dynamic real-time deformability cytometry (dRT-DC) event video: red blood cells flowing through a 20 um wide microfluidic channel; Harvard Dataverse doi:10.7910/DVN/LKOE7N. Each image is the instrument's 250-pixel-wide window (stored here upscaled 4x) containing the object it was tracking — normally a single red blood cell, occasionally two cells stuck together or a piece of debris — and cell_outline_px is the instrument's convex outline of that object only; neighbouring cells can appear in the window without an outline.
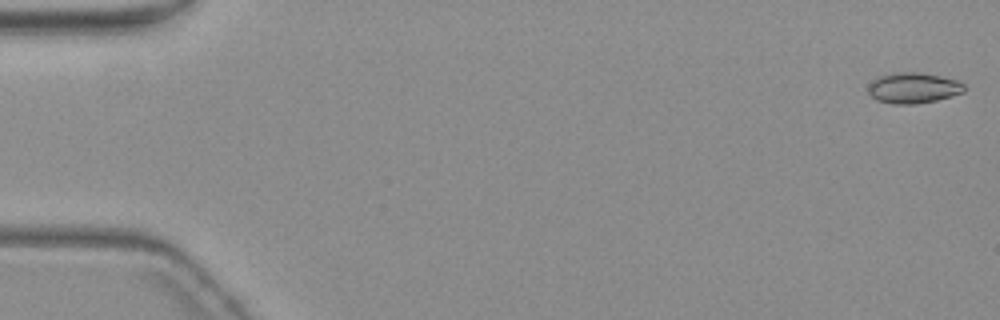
{"species": "common noctule bat (a hibernating species)", "species_latin": "Nyctalus noctula", "temperature_condition": "warm", "stored_images_in_passage": 7, "camera_frame_rate_fps": 3000, "um_per_image_px": 0.085, "animal": {"sex": "female", "body_mass_g": 19.3, "forearm_length_mm": 54.1}, "frame": {"image": 1, "passage_image": 1, "time_ms": 0.0, "image_size_px": [1000, 320], "cell_outline_px": [[964, 92], [952, 96], [936, 100], [916, 104], [896, 104], [876, 100], [868, 92], [868, 84], [876, 76], [892, 72], [920, 72], [960, 80], [964, 84]], "centroid_in_image_um": [77.61, 7.46], "position_along_channel_um": 7.4, "area_um2": 17.46}}
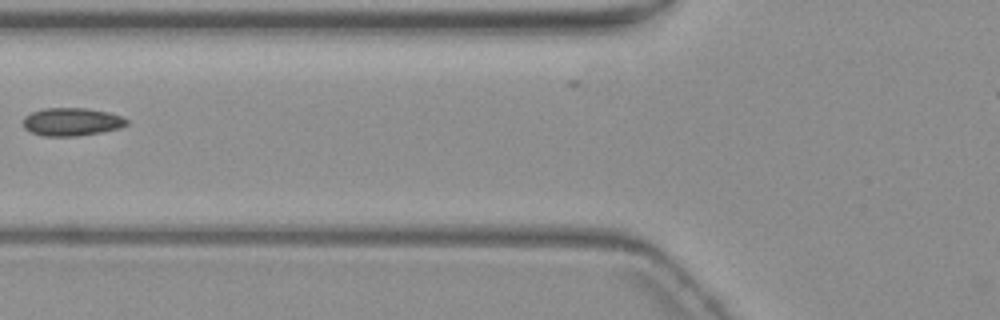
{"frame": {"image": 2, "passage_image": 7, "time_ms": 7.333, "image_size_px": [1000, 320], "cell_outline_px": [[128, 124], [120, 128], [100, 132], [76, 136], [44, 136], [32, 132], [24, 128], [24, 116], [32, 112], [44, 108], [88, 108], [108, 112], [120, 116], [128, 120]], "centroid_in_image_um": [6.1, 10.35], "position_along_channel_um": 119.7, "area_um2": 16.82}}